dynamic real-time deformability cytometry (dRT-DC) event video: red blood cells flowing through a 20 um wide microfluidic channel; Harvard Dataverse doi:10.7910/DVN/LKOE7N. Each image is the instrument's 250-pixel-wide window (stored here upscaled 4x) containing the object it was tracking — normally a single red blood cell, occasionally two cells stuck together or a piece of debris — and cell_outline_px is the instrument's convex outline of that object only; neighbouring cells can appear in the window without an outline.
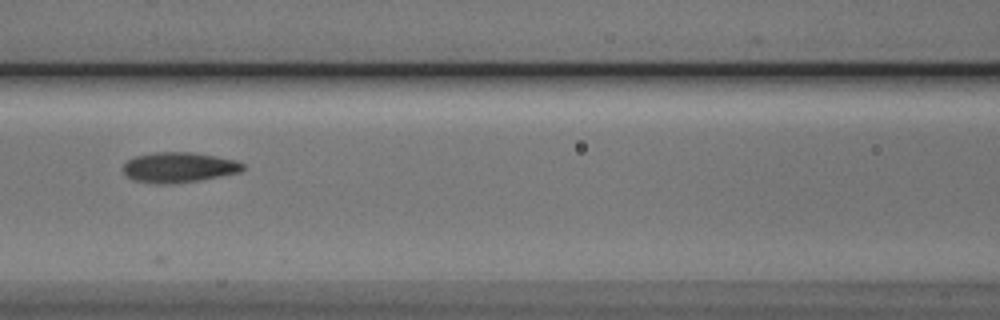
{"species": "Egyptian fruit bat (a non-hibernating species)", "species_latin": "Rousettus aegyptiacus", "temperature_condition": "cold", "stored_images_in_passage": 15, "camera_frame_rate_fps": 3000, "um_per_image_px": 0.085, "animal": {"sex": "male"}, "frame": {"image": 1, "passage_image": 10, "time_ms": 3.0, "image_size_px": [1000, 320], "cell_outline_px": [[244, 168], [240, 172], [200, 180], [172, 184], [156, 184], [132, 180], [124, 172], [124, 164], [128, 160], [136, 156], [152, 152], [192, 152], [236, 160], [244, 164]], "centroid_in_image_um": [15.19, 14.23], "position_along_channel_um": 151.4, "area_um2": 21.1}}
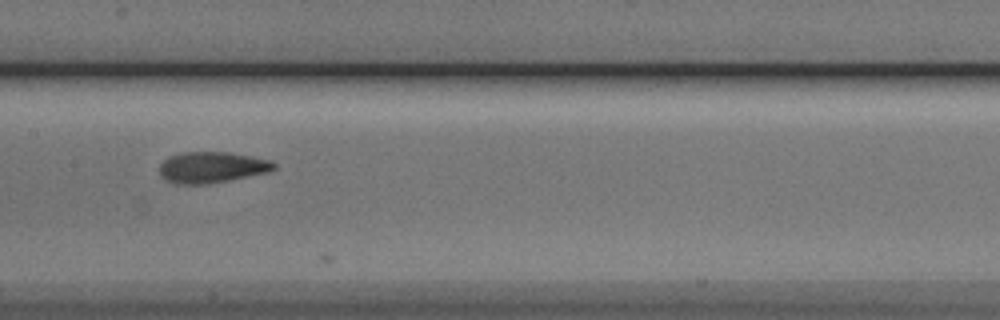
{"frame": {"image": 2, "passage_image": 13, "time_ms": 4.0, "image_size_px": [1000, 320], "cell_outline_px": [[276, 168], [268, 172], [208, 184], [176, 184], [160, 176], [160, 164], [164, 160], [172, 156], [184, 152], [228, 152], [252, 156], [268, 160], [276, 164]], "centroid_in_image_um": [18.01, 14.22], "position_along_channel_um": 189.4, "area_um2": 20.52}}